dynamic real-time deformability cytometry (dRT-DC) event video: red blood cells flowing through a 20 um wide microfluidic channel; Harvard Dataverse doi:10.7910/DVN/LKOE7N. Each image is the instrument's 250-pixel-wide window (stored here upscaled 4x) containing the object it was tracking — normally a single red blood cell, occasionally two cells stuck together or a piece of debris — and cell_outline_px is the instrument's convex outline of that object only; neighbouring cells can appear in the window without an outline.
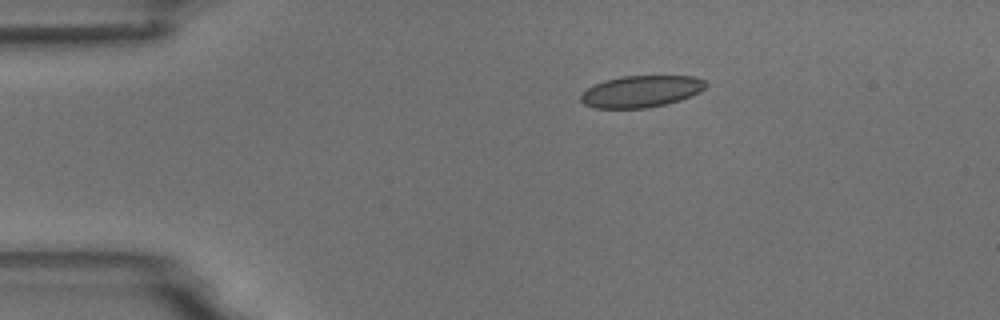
{"species": "common noctule bat (a hibernating species)", "species_latin": "Nyctalus noctula", "temperature_condition": "room temperature", "stored_images_in_passage": 8, "camera_frame_rate_fps": 3000, "um_per_image_px": 0.085, "animal": {"sex": "male", "body_mass_g": 18.8}, "frame": {"image": 1, "passage_image": 3, "time_ms": 3.0, "image_size_px": [1000, 320], "cell_outline_px": [[708, 84], [700, 92], [680, 100], [648, 108], [592, 108], [584, 104], [580, 100], [580, 96], [588, 88], [604, 80], [620, 76], [692, 76], [704, 80]], "centroid_in_image_um": [54.49, 7.77], "position_along_channel_um": 30.5, "area_um2": 23.06}}
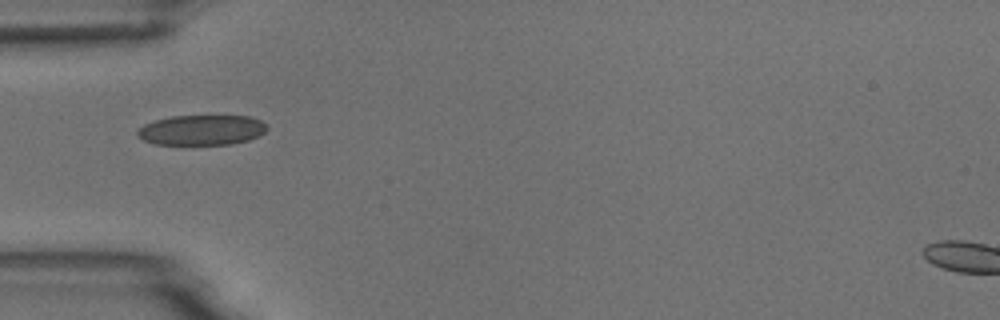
{"frame": {"image": 2, "passage_image": 5, "time_ms": 5.333, "image_size_px": [1000, 320], "cell_outline_px": [[268, 128], [260, 136], [248, 140], [232, 144], [156, 144], [144, 140], [136, 136], [136, 132], [144, 124], [156, 120], [172, 116], [248, 116], [260, 120], [268, 124]], "centroid_in_image_um": [17.17, 11.05], "position_along_channel_um": 67.8, "area_um2": 22.77}}